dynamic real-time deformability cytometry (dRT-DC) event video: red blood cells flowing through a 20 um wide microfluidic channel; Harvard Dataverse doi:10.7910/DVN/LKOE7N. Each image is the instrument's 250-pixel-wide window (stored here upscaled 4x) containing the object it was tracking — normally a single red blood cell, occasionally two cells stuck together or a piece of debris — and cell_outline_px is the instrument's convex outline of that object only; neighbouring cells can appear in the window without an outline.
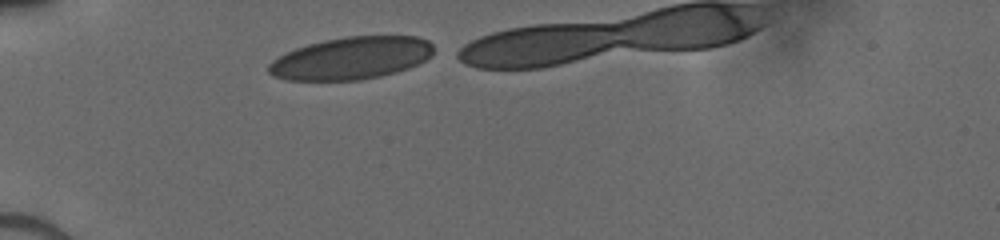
{"species": "human", "species_latin": "Homo sapiens", "temperature_condition": "cold", "stored_images_in_passage": 29, "camera_frame_rate_fps": 3000, "um_per_image_px": 0.085, "donor": {"sex": "male"}, "frame": {"image": 1, "passage_image": 1, "time_ms": 0.0, "image_size_px": [1000, 240], "cell_outline_px": [[432, 56], [408, 68], [396, 72], [380, 76], [360, 80], [288, 80], [272, 76], [268, 72], [268, 64], [272, 60], [296, 48], [308, 44], [324, 40], [344, 36], [416, 36], [428, 40], [432, 44]], "centroid_in_image_um": [29.84, 4.94], "position_along_channel_um": 55.2, "area_um2": 40.69}}
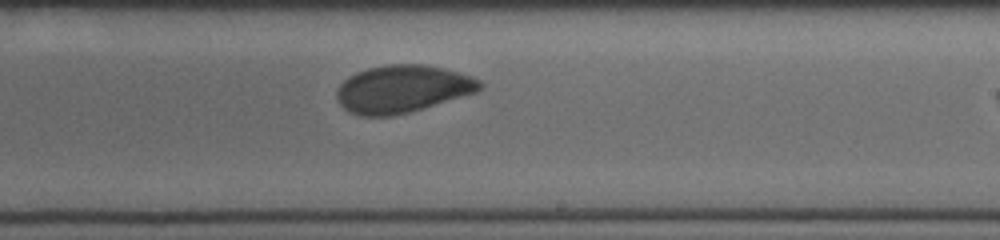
{"frame": {"image": 2, "passage_image": 17, "time_ms": 5.333, "image_size_px": [1000, 240], "cell_outline_px": [[484, 84], [476, 92], [408, 112], [392, 116], [360, 116], [344, 108], [340, 104], [336, 96], [336, 92], [340, 84], [348, 76], [356, 72], [368, 68], [384, 64], [424, 64], [444, 68], [460, 72], [472, 76], [480, 80]], "centroid_in_image_um": [34.19, 7.54], "position_along_channel_um": 254.8, "area_um2": 39.54}}
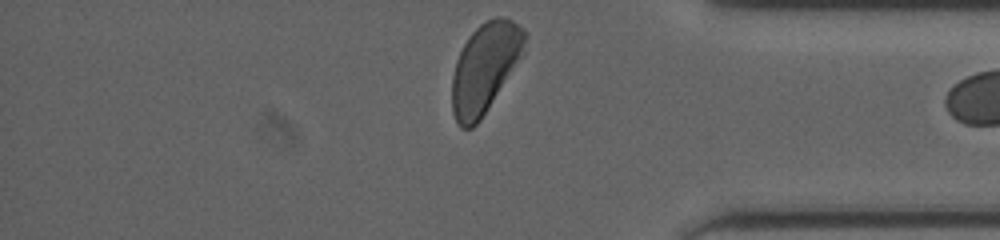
{"frame": {"image": 3, "passage_image": 28, "time_ms": 9.0, "image_size_px": [1000, 240], "cell_outline_px": [[524, 56], [480, 120], [472, 128], [460, 128], [452, 112], [452, 76], [456, 60], [468, 36], [484, 20], [496, 16], [504, 16], [512, 20], [524, 28]], "centroid_in_image_um": [41.23, 5.75], "position_along_channel_um": 394.0, "area_um2": 38.21}}